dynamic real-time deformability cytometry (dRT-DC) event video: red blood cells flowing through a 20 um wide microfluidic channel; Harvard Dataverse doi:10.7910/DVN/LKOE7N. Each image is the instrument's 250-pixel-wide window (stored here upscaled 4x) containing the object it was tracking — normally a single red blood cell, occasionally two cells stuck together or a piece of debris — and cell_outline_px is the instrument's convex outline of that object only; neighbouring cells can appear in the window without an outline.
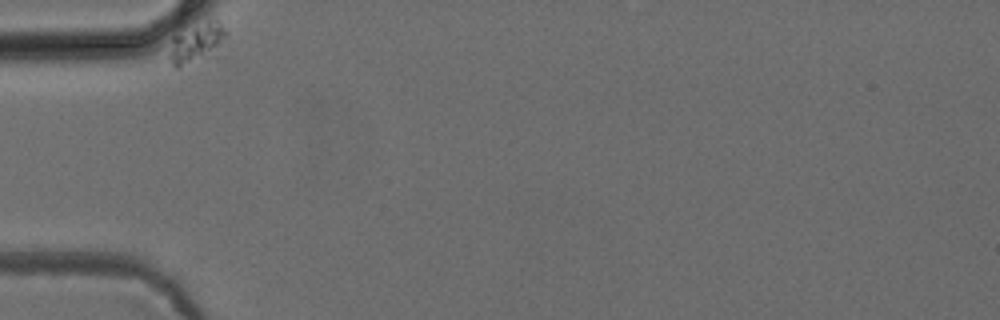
{"species": "common noctule bat (a hibernating species)", "species_latin": "Nyctalus noctula", "temperature_condition": "cold", "stored_images_in_passage": 4, "camera_frame_rate_fps": 3000, "um_per_image_px": 0.085, "animal": {"sex": "female", "body_mass_g": 24.6, "forearm_length_mm": 56.2}, "frame": {"image": 1, "passage_image": 1, "time_ms": 0.0, "image_size_px": [1000, 320], "cell_outline_px": [[228, 36], [204, 56], [180, 68], [176, 68], [172, 64], [172, 36], [208, 20], [216, 20], [228, 32]], "centroid_in_image_um": [16.7, 3.6], "position_along_channel_um": 68.3, "area_um2": 11.91}}